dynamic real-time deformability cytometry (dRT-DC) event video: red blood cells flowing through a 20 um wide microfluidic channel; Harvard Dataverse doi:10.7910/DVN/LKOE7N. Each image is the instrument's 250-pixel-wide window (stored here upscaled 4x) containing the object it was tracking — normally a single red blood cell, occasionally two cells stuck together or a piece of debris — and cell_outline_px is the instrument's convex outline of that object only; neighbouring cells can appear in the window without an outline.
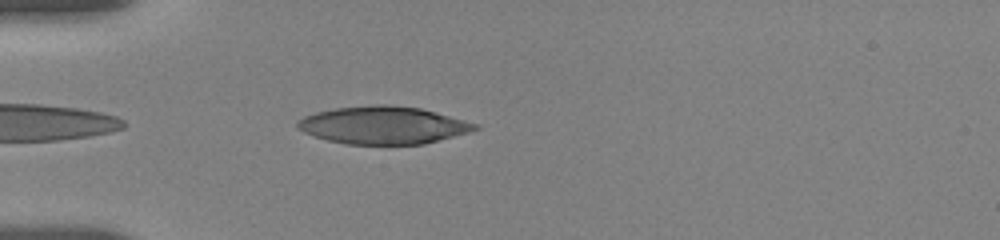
{"species": "human", "species_latin": "Homo sapiens", "temperature_condition": "room temperature", "stored_images_in_passage": 55, "camera_frame_rate_fps": 3000, "um_per_image_px": 0.085, "donor": {"sex": "female"}, "frame": {"image": 1, "passage_image": 1, "time_ms": 0.0, "image_size_px": [1000, 240], "cell_outline_px": [[480, 128], [468, 132], [424, 144], [348, 144], [328, 140], [304, 132], [296, 128], [296, 120], [304, 116], [316, 112], [336, 108], [376, 104], [388, 104], [420, 108], [436, 112], [480, 124]], "centroid_in_image_um": [32.57, 10.63], "position_along_channel_um": 52.4, "area_um2": 38.84}}
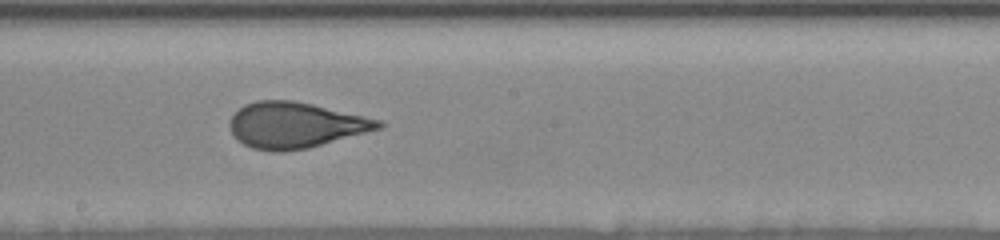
{"frame": {"image": 2, "passage_image": 21, "time_ms": 5.0, "image_size_px": [1000, 240], "cell_outline_px": [[384, 128], [308, 148], [284, 152], [272, 152], [252, 148], [236, 140], [232, 136], [228, 124], [232, 116], [244, 104], [256, 100], [292, 100], [312, 104], [384, 120]], "centroid_in_image_um": [25.11, 10.64], "position_along_channel_um": 223.1, "area_um2": 40.17}}
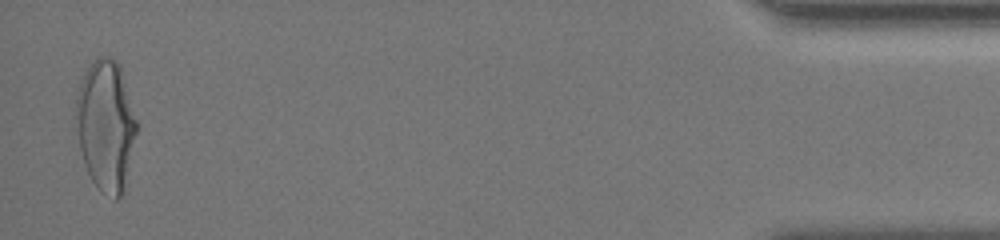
{"frame": {"image": 3, "passage_image": 54, "time_ms": 12.667, "image_size_px": [1000, 240], "cell_outline_px": [[136, 132], [124, 184], [120, 196], [116, 200], [100, 192], [92, 180], [84, 164], [80, 148], [76, 116], [76, 96], [80, 80], [84, 72], [96, 56], [112, 56], [116, 60], [120, 68], [136, 120]], "centroid_in_image_um": [8.96, 10.62], "position_along_channel_um": 426.2, "area_um2": 45.43}, "authors_computed_cell_mechanics": {"area_um2": 39.6508, "velocity_mm_per_s": 3.6577, "shape_relaxation_time_tau1_ms": 5.0672, "shape_relaxation_time_tau2_ms": 0.8069, "deformation_change_tau1": 0.1936, "deformation_change_tau2": 0.0881}}